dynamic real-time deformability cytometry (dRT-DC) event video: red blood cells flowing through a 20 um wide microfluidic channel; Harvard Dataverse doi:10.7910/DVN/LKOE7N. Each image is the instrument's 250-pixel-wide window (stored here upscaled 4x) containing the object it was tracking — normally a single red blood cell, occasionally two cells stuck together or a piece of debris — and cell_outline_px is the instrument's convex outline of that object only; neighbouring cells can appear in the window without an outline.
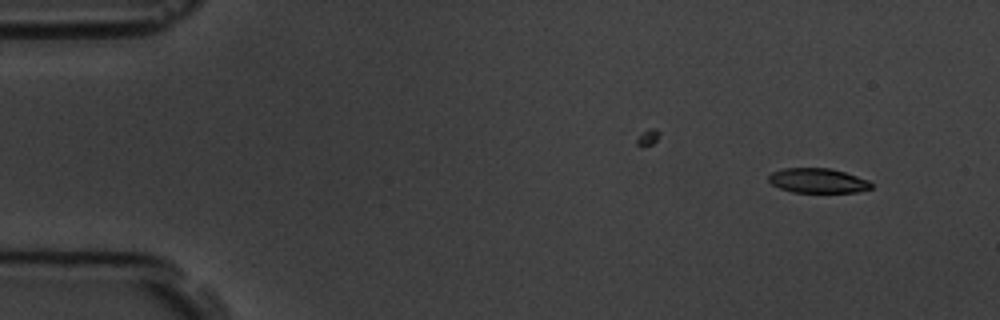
{"species": "common noctule bat (a hibernating species)", "species_latin": "Nyctalus noctula", "temperature_condition": "room temperature", "stored_images_in_passage": 9, "camera_frame_rate_fps": 3000, "um_per_image_px": 0.085, "animal": {"sex": "male", "body_mass_g": 19.5, "forearm_length_mm": 54.6}, "frame": {"image": 1, "passage_image": 2, "time_ms": 1.0, "image_size_px": [1000, 320], "cell_outline_px": [[872, 188], [856, 192], [792, 192], [780, 188], [772, 184], [768, 180], [768, 176], [772, 172], [784, 168], [828, 168], [844, 172], [868, 180], [872, 184]], "centroid_in_image_um": [69.49, 15.35], "position_along_channel_um": 15.5, "area_um2": 14.62}}
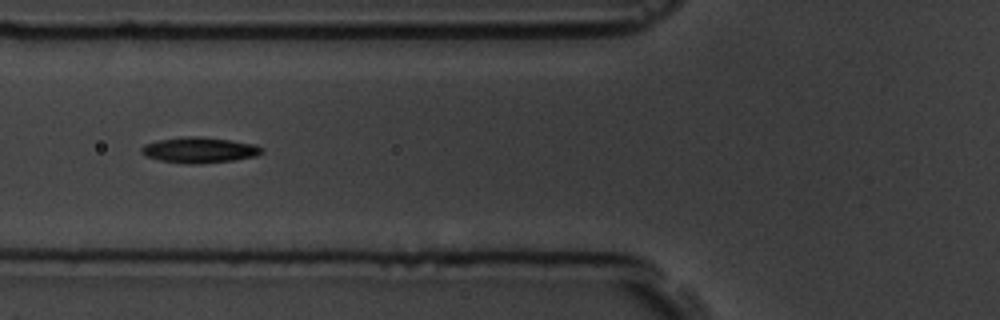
{"frame": {"image": 2, "passage_image": 7, "time_ms": 6.667, "image_size_px": [1000, 320], "cell_outline_px": [[264, 148], [260, 152], [252, 156], [232, 160], [192, 164], [160, 160], [144, 156], [140, 152], [140, 148], [144, 144], [156, 140], [184, 136], [200, 136], [256, 144]], "centroid_in_image_um": [16.86, 12.73], "position_along_channel_um": 108.9, "area_um2": 17.8}}
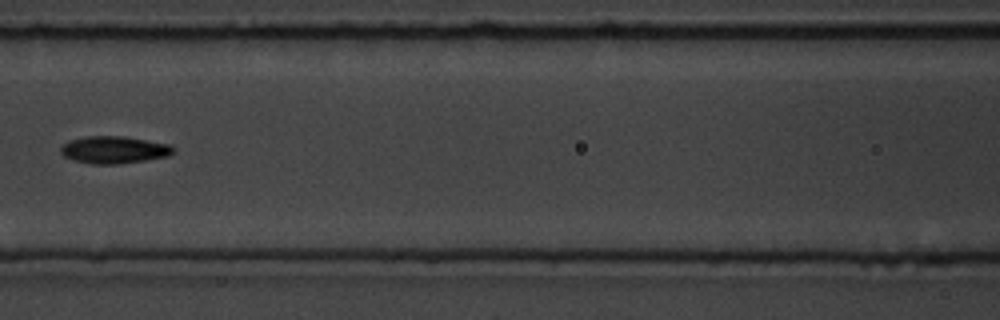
{"frame": {"image": 3, "passage_image": 8, "time_ms": 8.0, "image_size_px": [1000, 320], "cell_outline_px": [[176, 152], [168, 156], [144, 160], [116, 164], [92, 164], [72, 160], [64, 156], [60, 152], [60, 148], [68, 140], [88, 136], [124, 136], [168, 144], [176, 148]], "centroid_in_image_um": [9.69, 12.73], "position_along_channel_um": 156.9, "area_um2": 17.92}}